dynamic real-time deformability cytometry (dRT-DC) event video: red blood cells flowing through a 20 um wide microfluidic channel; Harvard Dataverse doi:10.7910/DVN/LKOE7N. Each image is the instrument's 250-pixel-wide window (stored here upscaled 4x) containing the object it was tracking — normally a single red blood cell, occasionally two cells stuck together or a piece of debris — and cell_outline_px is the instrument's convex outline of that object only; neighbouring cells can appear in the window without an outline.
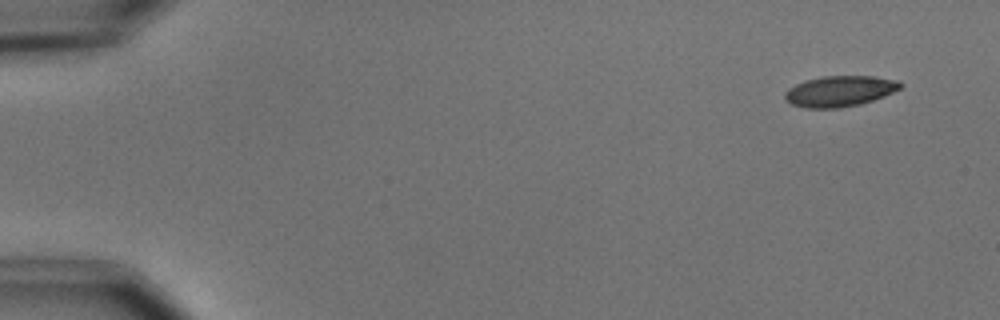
{"species": "common noctule bat (a hibernating species)", "species_latin": "Nyctalus noctula", "temperature_condition": "cold", "stored_images_in_passage": 5, "camera_frame_rate_fps": 3000, "um_per_image_px": 0.085, "animal": {"sex": "male", "body_mass_g": 15.6}, "frame": {"image": 1, "passage_image": 1, "time_ms": 0.0, "image_size_px": [1000, 320], "cell_outline_px": [[904, 84], [900, 88], [884, 96], [860, 104], [840, 108], [808, 108], [792, 104], [784, 96], [784, 92], [788, 88], [804, 80], [824, 76], [872, 76], [900, 80]], "centroid_in_image_um": [71.39, 7.74], "position_along_channel_um": 13.6, "area_um2": 20.69}}